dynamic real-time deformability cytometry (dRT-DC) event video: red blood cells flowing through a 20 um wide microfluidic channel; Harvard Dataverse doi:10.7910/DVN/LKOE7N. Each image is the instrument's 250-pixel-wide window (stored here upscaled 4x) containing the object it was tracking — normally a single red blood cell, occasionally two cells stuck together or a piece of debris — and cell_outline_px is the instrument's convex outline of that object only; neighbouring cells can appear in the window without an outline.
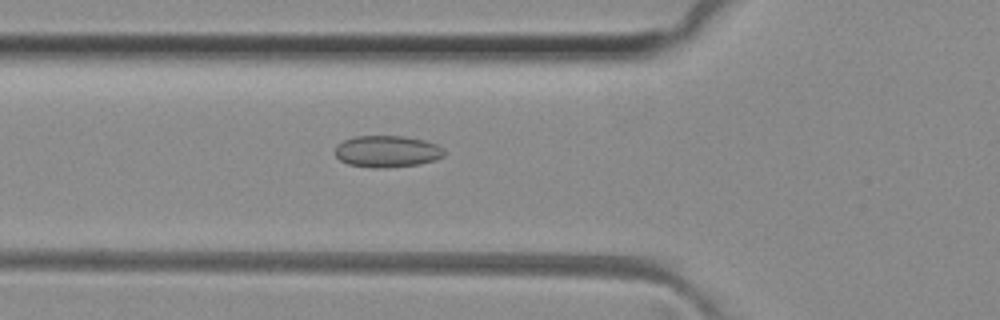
{"species": "common noctule bat (a hibernating species)", "species_latin": "Nyctalus noctula", "temperature_condition": "room temperature", "stored_images_in_passage": 37, "camera_frame_rate_fps": 3000, "um_per_image_px": 0.085, "animal": {"sex": "female", "body_mass_g": 29.2, "forearm_length_mm": 56.3}, "frame": {"image": 1, "passage_image": 3, "time_ms": 0.667, "image_size_px": [1000, 320], "cell_outline_px": [[444, 156], [436, 160], [420, 164], [384, 168], [372, 168], [348, 164], [340, 160], [336, 156], [336, 144], [344, 140], [356, 136], [404, 136], [424, 140], [436, 144], [444, 152]], "centroid_in_image_um": [32.89, 12.87], "position_along_channel_um": 92.9, "area_um2": 20.17}}
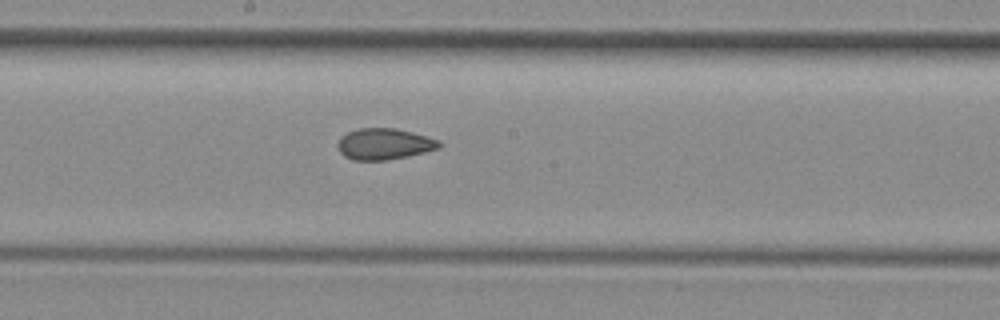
{"frame": {"image": 2, "passage_image": 12, "time_ms": 3.667, "image_size_px": [1000, 320], "cell_outline_px": [[440, 148], [408, 156], [384, 160], [352, 160], [344, 156], [340, 152], [340, 136], [348, 132], [360, 128], [396, 128], [440, 140]], "centroid_in_image_um": [32.67, 12.24], "position_along_channel_um": 215.5, "area_um2": 18.21}}
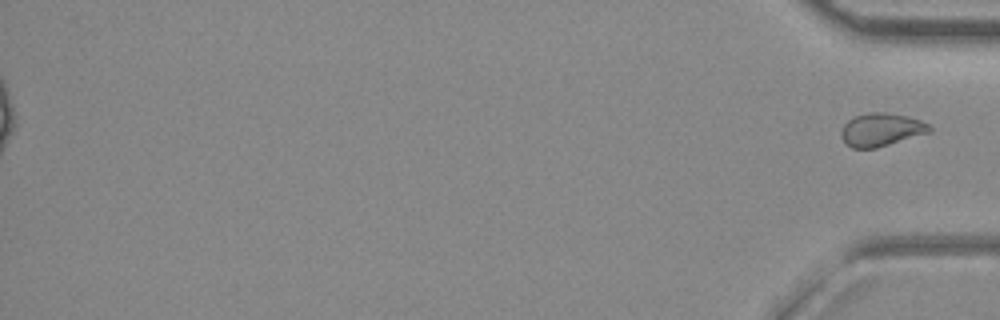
{"frame": {"image": 3, "passage_image": 37, "time_ms": 12.0, "image_size_px": [1000, 320], "cell_outline_px": [[932, 132], [876, 148], [852, 148], [840, 136], [840, 132], [844, 124], [852, 116], [872, 112], [884, 112], [908, 116], [920, 120], [928, 124], [932, 128]], "centroid_in_image_um": [74.91, 11.01], "position_along_channel_um": 360.3, "area_um2": 17.11}}